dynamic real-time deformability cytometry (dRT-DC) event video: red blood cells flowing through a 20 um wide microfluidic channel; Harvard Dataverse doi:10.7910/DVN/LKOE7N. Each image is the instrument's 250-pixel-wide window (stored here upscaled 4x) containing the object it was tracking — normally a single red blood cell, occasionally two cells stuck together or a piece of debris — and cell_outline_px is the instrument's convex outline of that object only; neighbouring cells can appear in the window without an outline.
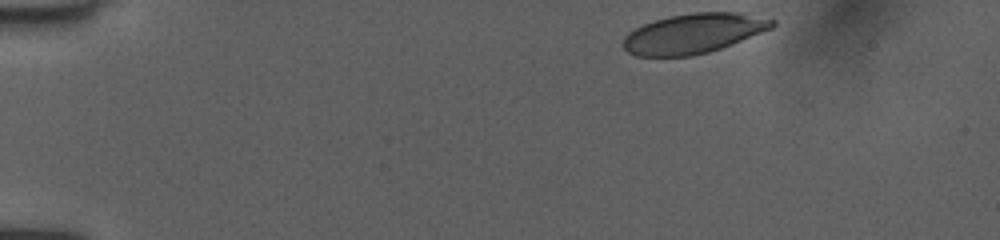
{"species": "human", "species_latin": "Homo sapiens", "temperature_condition": "room temperature", "stored_images_in_passage": 38, "camera_frame_rate_fps": 3000, "um_per_image_px": 0.085, "donor": {"sex": "female"}, "frame": {"image": 1, "passage_image": 1, "time_ms": 0.0, "image_size_px": [1000, 240], "cell_outline_px": [[776, 24], [772, 28], [720, 48], [708, 52], [692, 56], [636, 56], [628, 52], [620, 44], [624, 36], [628, 32], [644, 24], [668, 16], [692, 12], [748, 12], [776, 20]], "centroid_in_image_um": [58.95, 2.83], "position_along_channel_um": 26.0, "area_um2": 34.8}}
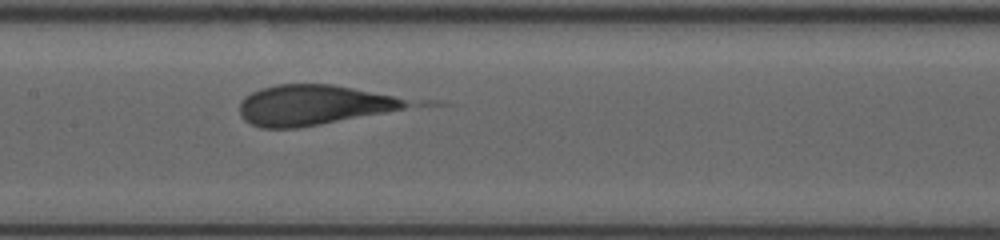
{"frame": {"image": 2, "passage_image": 20, "time_ms": 6.333, "image_size_px": [1000, 240], "cell_outline_px": [[448, 104], [296, 128], [260, 128], [244, 120], [240, 116], [240, 100], [244, 96], [260, 88], [276, 84], [332, 84], [436, 100]], "centroid_in_image_um": [27.3, 8.91], "position_along_channel_um": 180.1, "area_um2": 43.06}}
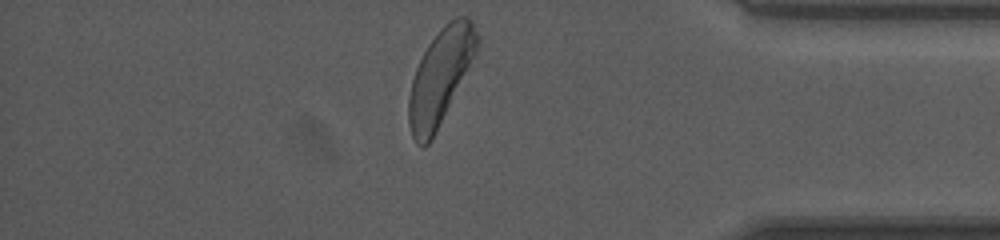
{"frame": {"image": 3, "passage_image": 38, "time_ms": 12.333, "image_size_px": [1000, 240], "cell_outline_px": [[480, 40], [476, 52], [432, 140], [424, 148], [420, 148], [416, 144], [412, 136], [408, 124], [408, 96], [412, 80], [416, 68], [428, 44], [444, 24], [456, 16], [468, 16], [472, 20], [480, 36]], "centroid_in_image_um": [37.41, 6.52], "position_along_channel_um": 397.8, "area_um2": 37.74}, "authors_computed_cell_mechanics": {"area_um2": 38.148, "velocity_mm_per_s": 3.9922, "shape_relaxation_time_tau1_ms": 4.241, "shape_relaxation_time_tau2_ms": null, "deformation_change_tau1": 0.1966, "deformation_change_tau2": null}}